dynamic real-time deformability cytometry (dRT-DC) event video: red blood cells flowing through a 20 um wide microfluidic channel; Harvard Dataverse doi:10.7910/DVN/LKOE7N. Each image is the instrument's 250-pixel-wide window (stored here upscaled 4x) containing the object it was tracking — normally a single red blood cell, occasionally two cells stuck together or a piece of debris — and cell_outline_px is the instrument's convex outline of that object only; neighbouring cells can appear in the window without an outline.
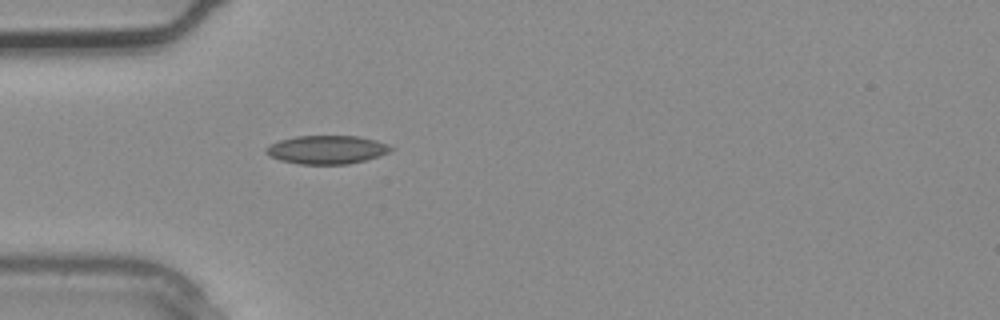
{"species": "common noctule bat (a hibernating species)", "species_latin": "Nyctalus noctula", "temperature_condition": "warm", "stored_images_in_passage": 1, "camera_frame_rate_fps": 3000, "um_per_image_px": 0.085, "animal": {"sex": "male", "body_mass_g": 20.4}, "frame": {"image": 1, "passage_image": 1, "time_ms": 0.0, "image_size_px": [1000, 320], "cell_outline_px": [[396, 148], [388, 152], [364, 160], [348, 164], [300, 164], [280, 160], [268, 156], [264, 152], [264, 148], [280, 140], [296, 136], [360, 136], [376, 140], [388, 144]], "centroid_in_image_um": [27.76, 12.72], "position_along_channel_um": 57.2, "area_um2": 20.69}}